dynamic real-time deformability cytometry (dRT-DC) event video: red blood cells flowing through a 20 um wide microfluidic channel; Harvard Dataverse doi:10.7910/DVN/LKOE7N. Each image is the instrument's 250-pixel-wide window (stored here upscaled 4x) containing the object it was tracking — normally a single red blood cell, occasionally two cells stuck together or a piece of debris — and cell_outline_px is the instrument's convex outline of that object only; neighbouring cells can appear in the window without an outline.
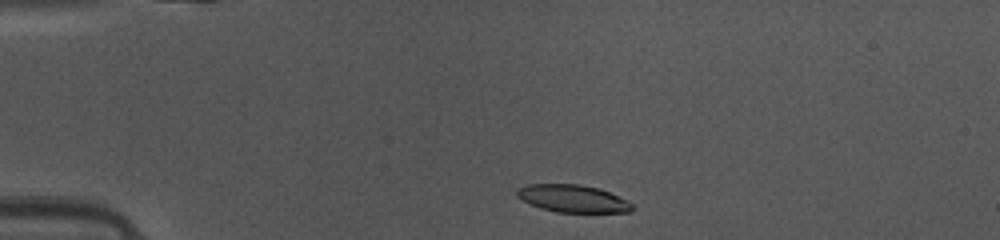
{"species": "common noctule bat (a hibernating species)", "species_latin": "Nyctalus noctula", "temperature_condition": "warm", "stored_images_in_passage": 40, "camera_frame_rate_fps": 3000, "um_per_image_px": 0.085, "animal": {"sex": "female", "body_mass_g": 10.0, "forearm_length_mm": 53.1}, "frame": {"image": 1, "passage_image": 2, "time_ms": 0.333, "image_size_px": [1000, 240], "cell_outline_px": [[632, 208], [628, 212], [556, 212], [540, 208], [516, 196], [516, 188], [528, 184], [580, 184], [596, 188], [608, 192], [628, 200], [632, 204]], "centroid_in_image_um": [48.65, 16.87], "position_along_channel_um": 36.3, "area_um2": 18.26}}
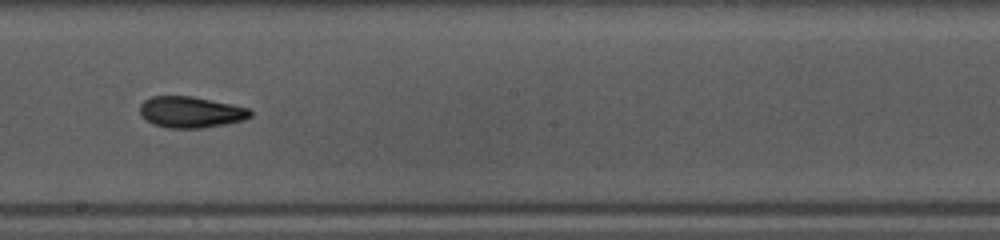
{"frame": {"image": 2, "passage_image": 19, "time_ms": 6.0, "image_size_px": [1000, 240], "cell_outline_px": [[252, 116], [244, 120], [228, 124], [204, 128], [168, 128], [152, 124], [140, 116], [140, 104], [144, 100], [152, 96], [192, 96], [252, 108]], "centroid_in_image_um": [16.24, 9.53], "position_along_channel_um": 232.0, "area_um2": 20.46}}
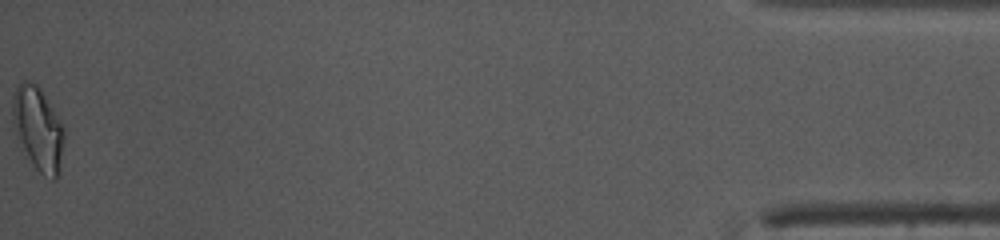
{"frame": {"image": 3, "passage_image": 40, "time_ms": 13.0, "image_size_px": [1000, 240], "cell_outline_px": [[64, 136], [60, 172], [56, 180], [52, 180], [44, 176], [32, 164], [20, 140], [12, 120], [12, 96], [16, 88], [20, 84], [28, 80], [36, 84], [64, 124]], "centroid_in_image_um": [3.27, 10.96], "position_along_channel_um": 431.9, "area_um2": 24.8}, "authors_computed_cell_mechanics": {"area_um2": 19.9988, "velocity_mm_per_s": 4.1404, "shape_relaxation_time_tau1_ms": 6.0723, "shape_relaxation_time_tau2_ms": 2.1646, "deformation_change_tau1": 0.1828, "deformation_change_tau2": 0.0849}}